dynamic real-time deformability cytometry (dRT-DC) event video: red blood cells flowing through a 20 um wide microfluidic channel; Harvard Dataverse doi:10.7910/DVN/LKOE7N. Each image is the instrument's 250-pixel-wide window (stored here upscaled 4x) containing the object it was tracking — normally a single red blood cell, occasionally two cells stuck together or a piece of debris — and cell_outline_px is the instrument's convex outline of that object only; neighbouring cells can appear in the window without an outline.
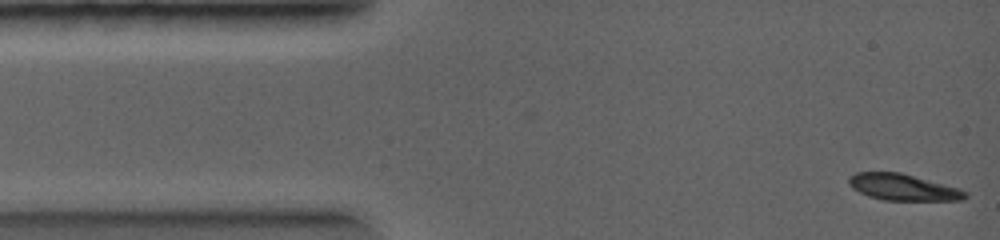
{"species": "common noctule bat (a hibernating species)", "species_latin": "Nyctalus noctula", "temperature_condition": "warm", "stored_images_in_passage": 9, "camera_frame_rate_fps": 5000, "um_per_image_px": 0.085, "animal": {"sex": "female", "body_mass_g": 19.0, "forearm_length_mm": 56.7}, "frame": {"image": 1, "passage_image": 1, "time_ms": 0.0, "image_size_px": [1000, 240], "cell_outline_px": [[968, 196], [964, 200], [888, 200], [872, 196], [860, 192], [852, 188], [848, 184], [848, 176], [856, 172], [900, 172], [960, 188], [968, 192]], "centroid_in_image_um": [76.78, 15.9], "position_along_channel_um": 8.2, "area_um2": 17.86}}